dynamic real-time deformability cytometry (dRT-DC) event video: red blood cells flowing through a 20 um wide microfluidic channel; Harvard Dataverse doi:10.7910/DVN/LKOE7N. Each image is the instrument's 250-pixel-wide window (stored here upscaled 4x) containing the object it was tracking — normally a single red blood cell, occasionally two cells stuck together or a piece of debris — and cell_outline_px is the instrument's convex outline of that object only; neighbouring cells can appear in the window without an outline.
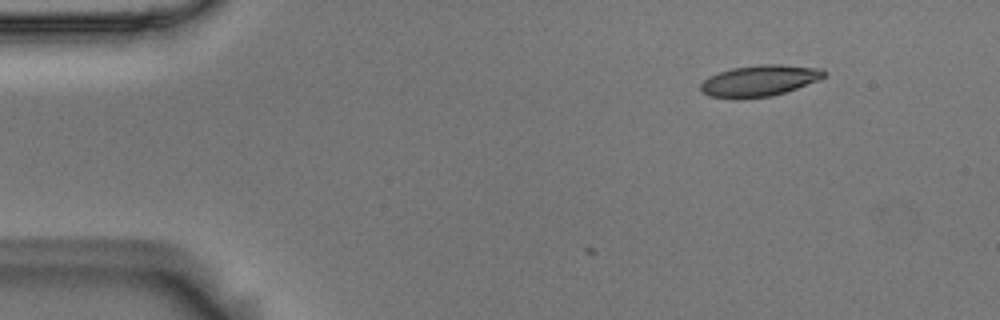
{"species": "Egyptian fruit bat (a non-hibernating species)", "species_latin": "Rousettus aegyptiacus", "temperature_condition": "room temperature", "stored_images_in_passage": 4, "camera_frame_rate_fps": 3000, "um_per_image_px": 0.085, "animal": {"sex": "male"}, "frame": {"image": 1, "passage_image": 4, "time_ms": 1.0, "image_size_px": [1000, 320], "cell_outline_px": [[828, 76], [820, 80], [772, 96], [740, 100], [736, 100], [708, 96], [700, 92], [700, 84], [708, 76], [732, 68], [756, 64], [780, 64], [824, 68], [828, 72]], "centroid_in_image_um": [64.56, 6.87], "position_along_channel_um": 20.4, "area_um2": 23.18}}